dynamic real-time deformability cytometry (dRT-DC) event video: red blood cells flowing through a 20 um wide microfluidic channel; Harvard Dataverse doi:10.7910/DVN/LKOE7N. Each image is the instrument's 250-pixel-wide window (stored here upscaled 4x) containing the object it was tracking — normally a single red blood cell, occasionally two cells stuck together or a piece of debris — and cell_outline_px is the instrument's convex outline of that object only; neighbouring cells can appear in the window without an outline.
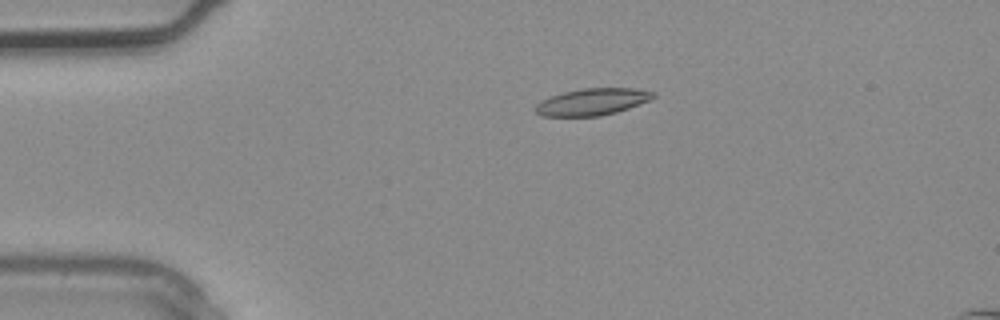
{"species": "common noctule bat (a hibernating species)", "species_latin": "Nyctalus noctula", "temperature_condition": "warm", "stored_images_in_passage": 2, "camera_frame_rate_fps": 3000, "um_per_image_px": 0.085, "animal": {"sex": "male", "body_mass_g": 20.4}, "frame": {"image": 1, "passage_image": 1, "time_ms": 0.0, "image_size_px": [1000, 320], "cell_outline_px": [[656, 96], [648, 100], [628, 108], [616, 112], [600, 116], [540, 116], [532, 108], [540, 100], [564, 92], [584, 88], [636, 88], [656, 92]], "centroid_in_image_um": [50.31, 8.65], "position_along_channel_um": 34.7, "area_um2": 18.44}}